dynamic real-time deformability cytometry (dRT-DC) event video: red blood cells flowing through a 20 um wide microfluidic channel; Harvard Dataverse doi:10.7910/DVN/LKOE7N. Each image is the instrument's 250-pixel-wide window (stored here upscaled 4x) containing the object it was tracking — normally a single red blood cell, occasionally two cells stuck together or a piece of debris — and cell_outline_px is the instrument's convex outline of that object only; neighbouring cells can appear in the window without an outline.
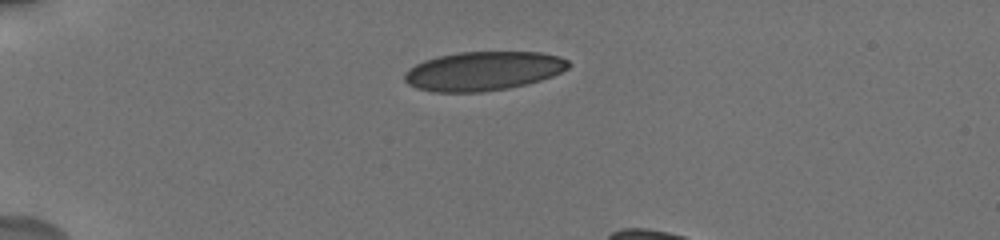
{"species": "human", "species_latin": "Homo sapiens", "temperature_condition": "cold", "stored_images_in_passage": 5, "segment_of_instrument_passage": [1, 2], "camera_frame_rate_fps": 3000, "um_per_image_px": 0.085, "donor": {"sex": "male"}, "frame": {"image": 1, "passage_image": 1, "time_ms": 0.0, "image_size_px": [1000, 240], "cell_outline_px": [[572, 64], [568, 68], [552, 76], [540, 80], [508, 88], [480, 92], [432, 92], [416, 88], [408, 84], [404, 80], [404, 72], [408, 68], [424, 60], [436, 56], [460, 52], [540, 52], [560, 56], [568, 60]], "centroid_in_image_um": [41.05, 6.03], "position_along_channel_um": 44.0, "area_um2": 37.45}}
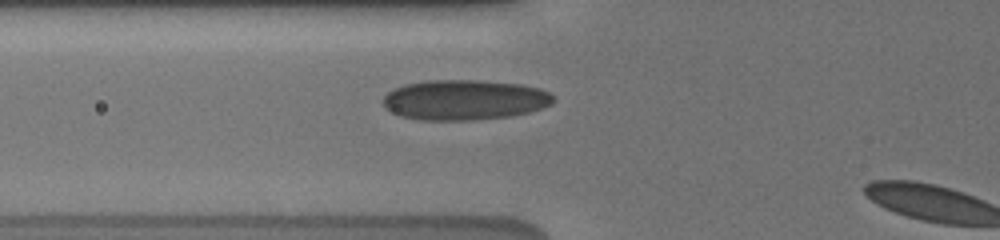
{"frame": {"image": 2, "passage_image": 4, "time_ms": 2.333, "image_size_px": [1000, 240], "cell_outline_px": [[556, 100], [552, 104], [544, 108], [512, 116], [476, 120], [420, 120], [400, 116], [384, 108], [380, 100], [388, 92], [404, 84], [432, 80], [480, 80], [520, 84], [540, 88], [548, 92]], "centroid_in_image_um": [39.48, 8.5], "position_along_channel_um": 86.3, "area_um2": 40.29}}